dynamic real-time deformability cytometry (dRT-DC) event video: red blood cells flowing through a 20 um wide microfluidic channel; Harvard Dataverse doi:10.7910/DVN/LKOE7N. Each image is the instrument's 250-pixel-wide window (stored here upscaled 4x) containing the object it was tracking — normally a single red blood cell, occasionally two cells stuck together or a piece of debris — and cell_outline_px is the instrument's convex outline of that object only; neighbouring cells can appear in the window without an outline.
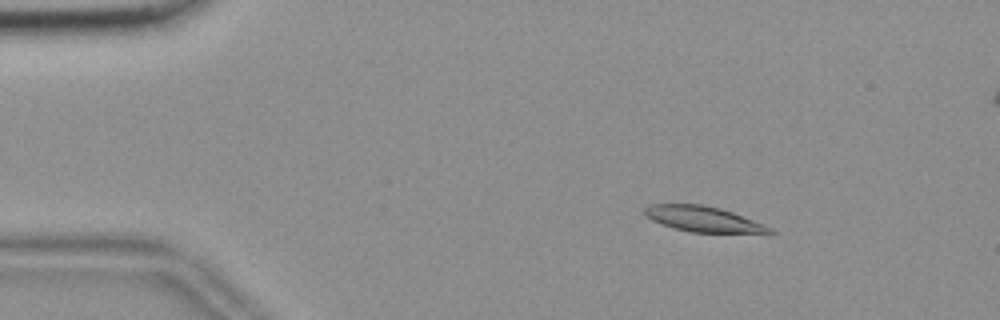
{"species": "common noctule bat (a hibernating species)", "species_latin": "Nyctalus noctula", "temperature_condition": "room temperature", "stored_images_in_passage": 57, "segment_of_instrument_passage": [1, 2], "camera_frame_rate_fps": 3000, "um_per_image_px": 0.085, "animal": {"sex": "female", "body_mass_g": 18.4}, "frame": {"image": 1, "passage_image": 9, "time_ms": 2.667, "image_size_px": [1000, 320], "cell_outline_px": [[776, 232], [772, 236], [768, 236], [692, 232], [672, 228], [652, 220], [644, 212], [644, 208], [648, 204], [704, 204], [720, 208], [732, 212], [764, 224], [772, 228]], "centroid_in_image_um": [59.97, 18.68], "position_along_channel_um": 25.0, "area_um2": 19.54}}
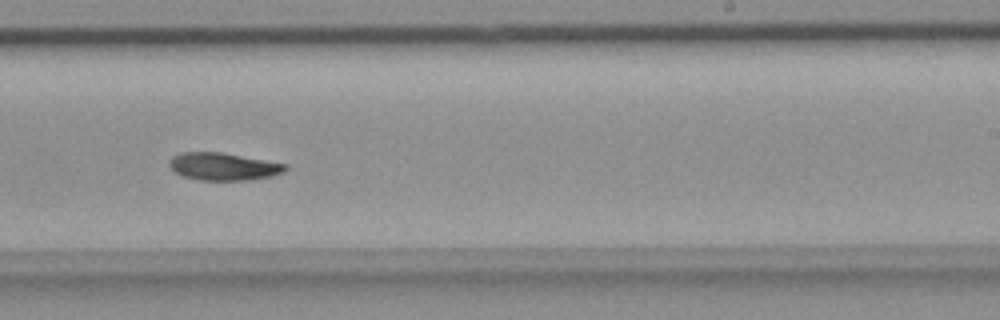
{"frame": {"image": 2, "passage_image": 35, "time_ms": 11.333, "image_size_px": [1000, 320], "cell_outline_px": [[288, 168], [284, 172], [272, 176], [248, 180], [200, 180], [184, 176], [176, 172], [168, 164], [168, 160], [172, 156], [184, 152], [220, 152], [288, 164]], "centroid_in_image_um": [19.01, 14.15], "position_along_channel_um": 270.0, "area_um2": 18.55}}
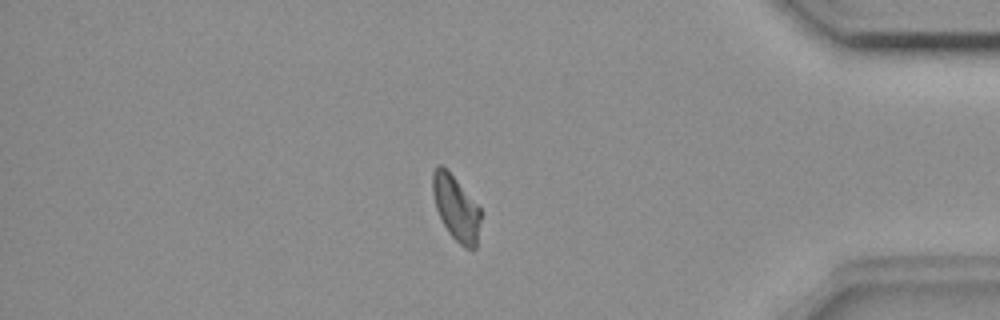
{"frame": {"image": 3, "passage_image": 48, "time_ms": 15.667, "image_size_px": [1000, 320], "cell_outline_px": [[480, 220], [476, 248], [464, 248], [448, 232], [436, 208], [432, 192], [432, 172], [436, 164], [440, 164], [456, 180], [480, 208]], "centroid_in_image_um": [38.74, 17.68], "position_along_channel_um": 396.5, "area_um2": 17.74}}